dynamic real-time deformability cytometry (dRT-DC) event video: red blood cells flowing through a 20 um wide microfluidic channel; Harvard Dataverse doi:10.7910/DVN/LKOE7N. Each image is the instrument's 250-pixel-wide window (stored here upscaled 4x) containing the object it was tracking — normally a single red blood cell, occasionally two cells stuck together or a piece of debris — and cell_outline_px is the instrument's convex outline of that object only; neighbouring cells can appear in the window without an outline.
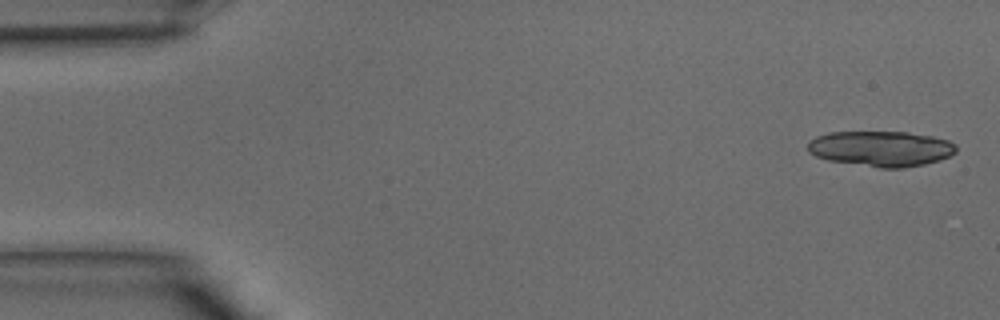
{"species": "common noctule bat (a hibernating species)", "species_latin": "Nyctalus noctula", "temperature_condition": "warm", "stored_images_in_passage": 39, "segment_of_instrument_passage": [1, 2], "camera_frame_rate_fps": 3000, "um_per_image_px": 0.085, "animal": {"sex": "male", "body_mass_g": 15.6}, "frame": {"image": 1, "passage_image": 1, "time_ms": 0.0, "image_size_px": [1000, 320], "cell_outline_px": [[956, 152], [940, 160], [924, 164], [904, 168], [880, 168], [828, 160], [816, 156], [808, 152], [808, 140], [816, 136], [828, 132], [908, 132], [932, 136], [948, 140], [956, 144]], "centroid_in_image_um": [74.87, 12.63], "position_along_channel_um": 10.1, "area_um2": 30.81}}